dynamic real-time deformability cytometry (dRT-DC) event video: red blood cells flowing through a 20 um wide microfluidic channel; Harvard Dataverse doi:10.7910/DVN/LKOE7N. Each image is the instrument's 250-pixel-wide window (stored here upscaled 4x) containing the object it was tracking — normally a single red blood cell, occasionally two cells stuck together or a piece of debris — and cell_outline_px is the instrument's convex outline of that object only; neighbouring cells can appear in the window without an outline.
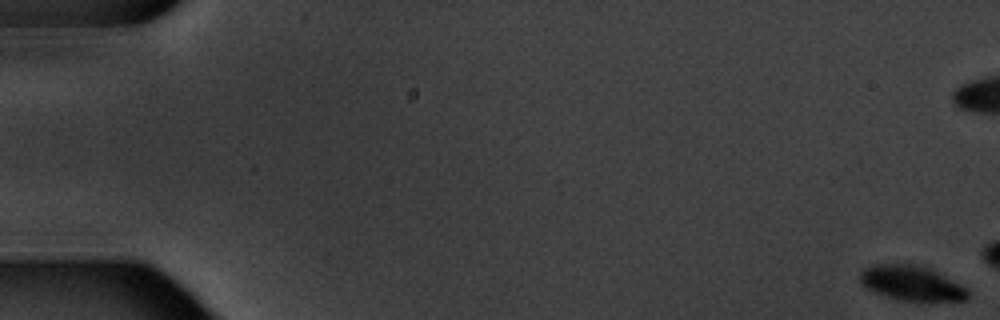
{"species": "common noctule bat (a hibernating species)", "species_latin": "Nyctalus noctula", "temperature_condition": "warm", "stored_images_in_passage": 5, "camera_frame_rate_fps": 3000, "um_per_image_px": 0.085, "animal": {"sex": "male", "body_mass_g": 20.1, "forearm_length_mm": 53.5}, "frame": {"image": 1, "passage_image": 1, "time_ms": 0.0, "image_size_px": [1000, 320], "cell_outline_px": [[968, 300], [920, 304], [896, 300], [876, 292], [868, 288], [860, 280], [860, 272], [864, 268], [876, 264], [912, 264], [932, 268], [964, 288], [968, 292]], "centroid_in_image_um": [77.52, 24.12], "position_along_channel_um": 7.5, "area_um2": 22.43}}